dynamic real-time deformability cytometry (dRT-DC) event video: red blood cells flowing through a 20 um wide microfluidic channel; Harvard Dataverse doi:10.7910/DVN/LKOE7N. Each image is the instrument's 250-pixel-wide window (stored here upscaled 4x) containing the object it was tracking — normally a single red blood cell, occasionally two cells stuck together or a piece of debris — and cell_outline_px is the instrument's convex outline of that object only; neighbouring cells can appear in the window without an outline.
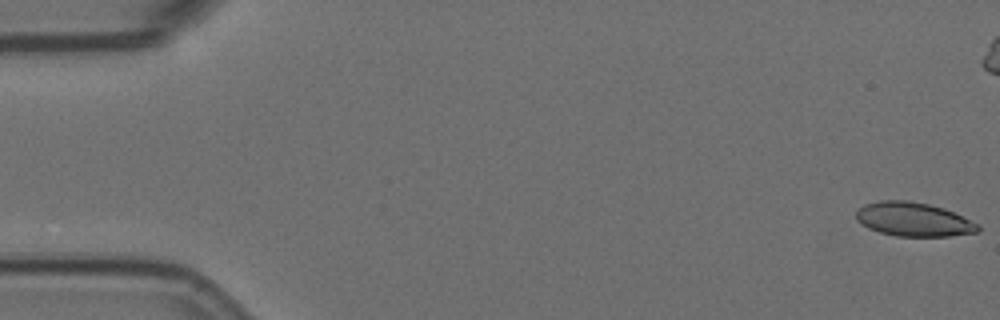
{"species": "Egyptian fruit bat (a non-hibernating species)", "species_latin": "Rousettus aegyptiacus", "temperature_condition": "room temperature", "stored_images_in_passage": 8, "camera_frame_rate_fps": 3000, "um_per_image_px": 0.085, "animal": {"sex": "female"}, "frame": {"image": 1, "passage_image": 1, "time_ms": 0.0, "image_size_px": [1000, 320], "cell_outline_px": [[980, 232], [948, 236], [896, 236], [880, 232], [868, 228], [856, 220], [856, 212], [864, 204], [880, 200], [908, 200], [928, 204], [944, 208], [980, 224]], "centroid_in_image_um": [77.66, 18.64], "position_along_channel_um": 7.3, "area_um2": 24.16}}
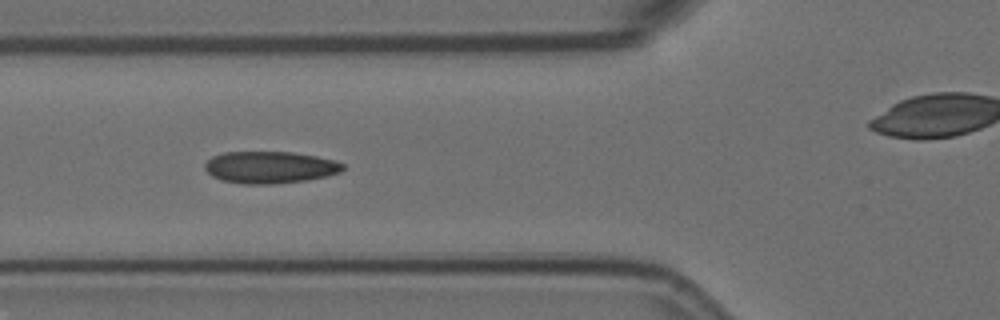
{"frame": {"image": 2, "passage_image": 6, "time_ms": 1.667, "image_size_px": [1000, 320], "cell_outline_px": [[344, 168], [340, 172], [328, 176], [304, 180], [272, 184], [244, 184], [220, 180], [212, 176], [204, 168], [204, 164], [212, 156], [224, 152], [292, 152], [316, 156], [336, 160], [344, 164]], "centroid_in_image_um": [22.94, 14.22], "position_along_channel_um": 102.9, "area_um2": 25.78}}
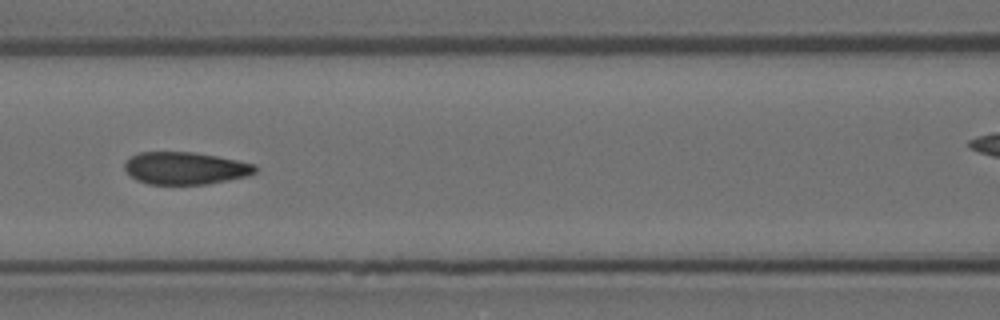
{"frame": {"image": 3, "passage_image": 7, "time_ms": 2.0, "image_size_px": [1000, 320], "cell_outline_px": [[256, 172], [248, 176], [208, 184], [148, 184], [136, 180], [124, 168], [124, 164], [132, 156], [140, 152], [192, 152], [216, 156], [256, 164]], "centroid_in_image_um": [15.77, 14.3], "position_along_channel_um": 150.8, "area_um2": 24.51}}